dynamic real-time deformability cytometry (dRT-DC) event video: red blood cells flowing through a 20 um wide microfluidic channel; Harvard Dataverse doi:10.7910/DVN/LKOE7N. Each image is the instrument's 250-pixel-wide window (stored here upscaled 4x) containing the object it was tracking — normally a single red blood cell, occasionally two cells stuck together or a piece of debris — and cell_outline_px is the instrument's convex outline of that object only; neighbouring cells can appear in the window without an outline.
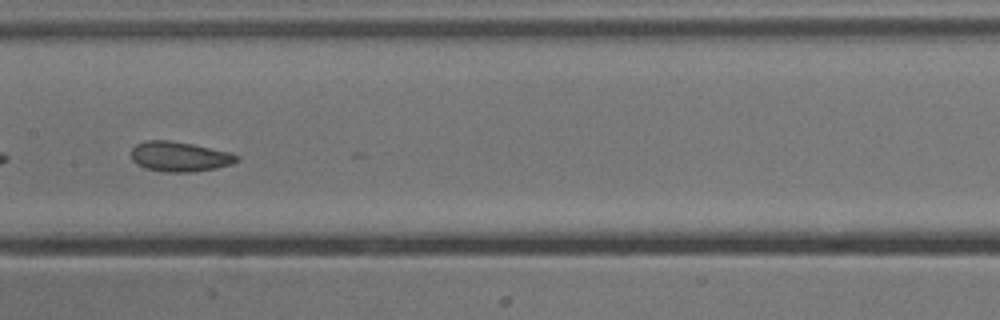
{"species": "common noctule bat (a hibernating species)", "species_latin": "Nyctalus noctula", "temperature_condition": "cold", "stored_images_in_passage": 46, "camera_frame_rate_fps": 3000, "um_per_image_px": 0.085, "animal": {"sex": "male", "body_mass_g": 13.3}, "frame": {"image": 1, "passage_image": 27, "time_ms": 8.667, "image_size_px": [1000, 320], "cell_outline_px": [[240, 160], [232, 164], [216, 168], [192, 172], [164, 172], [144, 168], [136, 164], [132, 160], [132, 148], [136, 144], [144, 140], [168, 140], [192, 144], [232, 152], [240, 156]], "centroid_in_image_um": [15.28, 13.31], "position_along_channel_um": 192.1, "area_um2": 18.67}}